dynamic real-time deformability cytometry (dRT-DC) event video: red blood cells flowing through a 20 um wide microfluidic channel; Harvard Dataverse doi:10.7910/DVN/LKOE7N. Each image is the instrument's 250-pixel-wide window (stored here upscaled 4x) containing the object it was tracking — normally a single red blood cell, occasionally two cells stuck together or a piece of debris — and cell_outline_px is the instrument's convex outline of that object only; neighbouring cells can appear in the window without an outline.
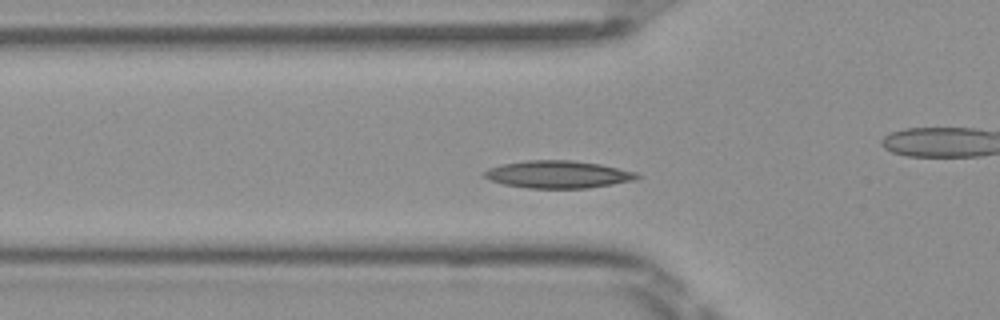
{"species": "Egyptian fruit bat (a non-hibernating species)", "species_latin": "Rousettus aegyptiacus", "temperature_condition": "room temperature", "stored_images_in_passage": 45, "camera_frame_rate_fps": 3000, "um_per_image_px": 0.085, "frame": {"image": 1, "passage_image": 10, "time_ms": 3.0, "image_size_px": [1000, 320], "cell_outline_px": [[640, 176], [636, 180], [588, 188], [528, 188], [504, 184], [492, 180], [484, 176], [484, 172], [488, 168], [500, 164], [528, 160], [572, 160], [600, 164], [636, 172]], "centroid_in_image_um": [47.44, 14.82], "position_along_channel_um": 78.4, "area_um2": 24.33}}
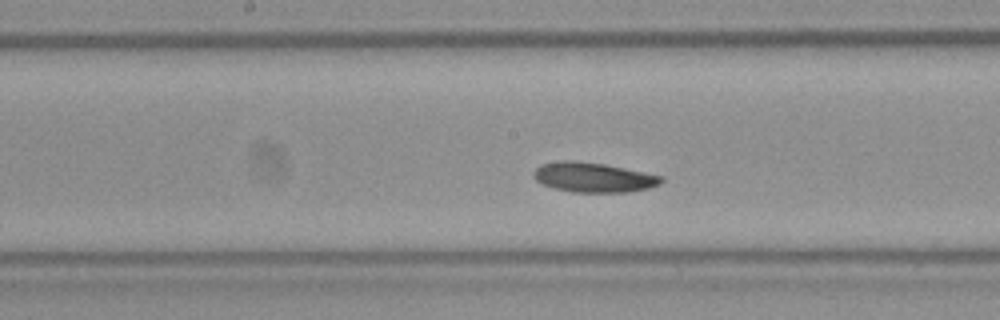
{"frame": {"image": 2, "passage_image": 19, "time_ms": 6.0, "image_size_px": [1000, 320], "cell_outline_px": [[664, 180], [660, 184], [648, 188], [628, 192], [572, 192], [556, 188], [544, 184], [536, 180], [532, 176], [532, 172], [540, 164], [560, 160], [572, 160], [604, 164], [664, 176]], "centroid_in_image_um": [50.43, 15.07], "position_along_channel_um": 197.8, "area_um2": 22.14}}
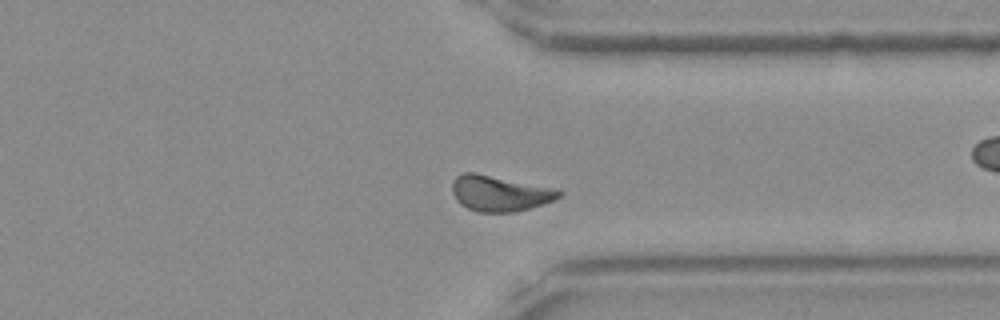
{"frame": {"image": 3, "passage_image": 32, "time_ms": 10.333, "image_size_px": [1000, 320], "cell_outline_px": [[564, 192], [556, 200], [516, 212], [476, 212], [460, 204], [456, 200], [452, 192], [452, 180], [460, 172], [476, 172], [556, 188]], "centroid_in_image_um": [42.47, 16.42], "position_along_channel_um": 368.9, "area_um2": 22.6}, "authors_computed_cell_mechanics": {"area_um2": 21.8484, "velocity_mm_per_s": 3.9671, "shape_relaxation_time_tau1_ms": 3.8235, "shape_relaxation_time_tau2_ms": null, "deformation_change_tau1": 0.0796, "deformation_change_tau2": null}}